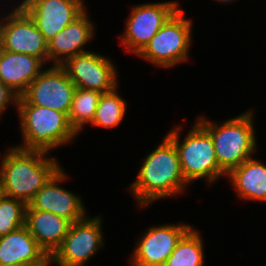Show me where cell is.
Here are the masks:
<instances>
[{
	"label": "cell",
	"mask_w": 266,
	"mask_h": 266,
	"mask_svg": "<svg viewBox=\"0 0 266 266\" xmlns=\"http://www.w3.org/2000/svg\"><path fill=\"white\" fill-rule=\"evenodd\" d=\"M150 151L142 159L137 177L125 188L135 200L134 207L141 210L158 200L188 194L190 189L181 170L178 150L166 134Z\"/></svg>",
	"instance_id": "6da1fadb"
},
{
	"label": "cell",
	"mask_w": 266,
	"mask_h": 266,
	"mask_svg": "<svg viewBox=\"0 0 266 266\" xmlns=\"http://www.w3.org/2000/svg\"><path fill=\"white\" fill-rule=\"evenodd\" d=\"M51 154L43 150L22 149L10 145L5 152L0 153L1 194L28 205L62 167L57 157Z\"/></svg>",
	"instance_id": "7a4b0ae2"
},
{
	"label": "cell",
	"mask_w": 266,
	"mask_h": 266,
	"mask_svg": "<svg viewBox=\"0 0 266 266\" xmlns=\"http://www.w3.org/2000/svg\"><path fill=\"white\" fill-rule=\"evenodd\" d=\"M254 111L250 108L222 122L204 115L195 116V120L211 135L219 167L226 174L259 151Z\"/></svg>",
	"instance_id": "3957f363"
},
{
	"label": "cell",
	"mask_w": 266,
	"mask_h": 266,
	"mask_svg": "<svg viewBox=\"0 0 266 266\" xmlns=\"http://www.w3.org/2000/svg\"><path fill=\"white\" fill-rule=\"evenodd\" d=\"M193 123L185 135L181 134L184 132L182 123L174 124L166 135L178 150L185 181L191 186L203 180L209 188L227 174L219 167L211 135L196 120Z\"/></svg>",
	"instance_id": "277c9868"
},
{
	"label": "cell",
	"mask_w": 266,
	"mask_h": 266,
	"mask_svg": "<svg viewBox=\"0 0 266 266\" xmlns=\"http://www.w3.org/2000/svg\"><path fill=\"white\" fill-rule=\"evenodd\" d=\"M18 130L22 149L43 150L49 153L73 144L78 134L65 113L32 104H17Z\"/></svg>",
	"instance_id": "5b68a950"
},
{
	"label": "cell",
	"mask_w": 266,
	"mask_h": 266,
	"mask_svg": "<svg viewBox=\"0 0 266 266\" xmlns=\"http://www.w3.org/2000/svg\"><path fill=\"white\" fill-rule=\"evenodd\" d=\"M180 7L136 56L152 66L172 69L190 60L193 38V18L186 17Z\"/></svg>",
	"instance_id": "8992f818"
},
{
	"label": "cell",
	"mask_w": 266,
	"mask_h": 266,
	"mask_svg": "<svg viewBox=\"0 0 266 266\" xmlns=\"http://www.w3.org/2000/svg\"><path fill=\"white\" fill-rule=\"evenodd\" d=\"M180 7L178 0L149 1L131 6L124 20L125 29L117 40L120 48L125 54L137 56Z\"/></svg>",
	"instance_id": "52a82bcc"
},
{
	"label": "cell",
	"mask_w": 266,
	"mask_h": 266,
	"mask_svg": "<svg viewBox=\"0 0 266 266\" xmlns=\"http://www.w3.org/2000/svg\"><path fill=\"white\" fill-rule=\"evenodd\" d=\"M103 217L101 214L87 215L82 220L73 222L62 244L50 257V265L87 266L106 245Z\"/></svg>",
	"instance_id": "ba28073f"
},
{
	"label": "cell",
	"mask_w": 266,
	"mask_h": 266,
	"mask_svg": "<svg viewBox=\"0 0 266 266\" xmlns=\"http://www.w3.org/2000/svg\"><path fill=\"white\" fill-rule=\"evenodd\" d=\"M7 9L0 6V49L35 56L47 65L48 44L33 19L21 6Z\"/></svg>",
	"instance_id": "9c48e42d"
},
{
	"label": "cell",
	"mask_w": 266,
	"mask_h": 266,
	"mask_svg": "<svg viewBox=\"0 0 266 266\" xmlns=\"http://www.w3.org/2000/svg\"><path fill=\"white\" fill-rule=\"evenodd\" d=\"M60 66L76 88L106 93L121 85L117 63L96 50L77 54Z\"/></svg>",
	"instance_id": "30bf717a"
},
{
	"label": "cell",
	"mask_w": 266,
	"mask_h": 266,
	"mask_svg": "<svg viewBox=\"0 0 266 266\" xmlns=\"http://www.w3.org/2000/svg\"><path fill=\"white\" fill-rule=\"evenodd\" d=\"M193 226L183 220L148 225L130 253L129 266H164L182 236Z\"/></svg>",
	"instance_id": "8fae6325"
},
{
	"label": "cell",
	"mask_w": 266,
	"mask_h": 266,
	"mask_svg": "<svg viewBox=\"0 0 266 266\" xmlns=\"http://www.w3.org/2000/svg\"><path fill=\"white\" fill-rule=\"evenodd\" d=\"M76 86L59 65L47 66L18 97L17 104H32L68 113Z\"/></svg>",
	"instance_id": "7c38bea8"
},
{
	"label": "cell",
	"mask_w": 266,
	"mask_h": 266,
	"mask_svg": "<svg viewBox=\"0 0 266 266\" xmlns=\"http://www.w3.org/2000/svg\"><path fill=\"white\" fill-rule=\"evenodd\" d=\"M64 169L62 166L36 193L26 210L47 211L64 217L72 223L88 215L82 196L62 185L70 179Z\"/></svg>",
	"instance_id": "4fadbf2b"
},
{
	"label": "cell",
	"mask_w": 266,
	"mask_h": 266,
	"mask_svg": "<svg viewBox=\"0 0 266 266\" xmlns=\"http://www.w3.org/2000/svg\"><path fill=\"white\" fill-rule=\"evenodd\" d=\"M86 0H23L21 7L48 42L88 7Z\"/></svg>",
	"instance_id": "5bb4252c"
},
{
	"label": "cell",
	"mask_w": 266,
	"mask_h": 266,
	"mask_svg": "<svg viewBox=\"0 0 266 266\" xmlns=\"http://www.w3.org/2000/svg\"><path fill=\"white\" fill-rule=\"evenodd\" d=\"M89 14L87 8L78 18L47 42L48 66L51 64L60 66L67 59L90 51L87 45L96 38L97 28Z\"/></svg>",
	"instance_id": "9a60e30c"
},
{
	"label": "cell",
	"mask_w": 266,
	"mask_h": 266,
	"mask_svg": "<svg viewBox=\"0 0 266 266\" xmlns=\"http://www.w3.org/2000/svg\"><path fill=\"white\" fill-rule=\"evenodd\" d=\"M51 266L50 257L24 225L0 237V264Z\"/></svg>",
	"instance_id": "2e32d148"
},
{
	"label": "cell",
	"mask_w": 266,
	"mask_h": 266,
	"mask_svg": "<svg viewBox=\"0 0 266 266\" xmlns=\"http://www.w3.org/2000/svg\"><path fill=\"white\" fill-rule=\"evenodd\" d=\"M46 67L35 56L0 49V81L18 96L27 90Z\"/></svg>",
	"instance_id": "e0dca14e"
},
{
	"label": "cell",
	"mask_w": 266,
	"mask_h": 266,
	"mask_svg": "<svg viewBox=\"0 0 266 266\" xmlns=\"http://www.w3.org/2000/svg\"><path fill=\"white\" fill-rule=\"evenodd\" d=\"M229 185L239 200L266 203V163L252 156L228 174Z\"/></svg>",
	"instance_id": "ac0fdd59"
},
{
	"label": "cell",
	"mask_w": 266,
	"mask_h": 266,
	"mask_svg": "<svg viewBox=\"0 0 266 266\" xmlns=\"http://www.w3.org/2000/svg\"><path fill=\"white\" fill-rule=\"evenodd\" d=\"M72 225L70 220L42 210H26L25 226L39 246L51 257Z\"/></svg>",
	"instance_id": "d6986e66"
},
{
	"label": "cell",
	"mask_w": 266,
	"mask_h": 266,
	"mask_svg": "<svg viewBox=\"0 0 266 266\" xmlns=\"http://www.w3.org/2000/svg\"><path fill=\"white\" fill-rule=\"evenodd\" d=\"M194 226L182 236L164 266H206L204 238Z\"/></svg>",
	"instance_id": "ffe728a7"
},
{
	"label": "cell",
	"mask_w": 266,
	"mask_h": 266,
	"mask_svg": "<svg viewBox=\"0 0 266 266\" xmlns=\"http://www.w3.org/2000/svg\"><path fill=\"white\" fill-rule=\"evenodd\" d=\"M119 90H121L120 85L110 92L101 94L90 127L113 129L122 124L128 111V103Z\"/></svg>",
	"instance_id": "44dd1931"
},
{
	"label": "cell",
	"mask_w": 266,
	"mask_h": 266,
	"mask_svg": "<svg viewBox=\"0 0 266 266\" xmlns=\"http://www.w3.org/2000/svg\"><path fill=\"white\" fill-rule=\"evenodd\" d=\"M101 94L95 90L75 89L68 120L79 136L84 132L85 126L92 123Z\"/></svg>",
	"instance_id": "7402d4cb"
},
{
	"label": "cell",
	"mask_w": 266,
	"mask_h": 266,
	"mask_svg": "<svg viewBox=\"0 0 266 266\" xmlns=\"http://www.w3.org/2000/svg\"><path fill=\"white\" fill-rule=\"evenodd\" d=\"M26 208L21 200L0 196V237L25 225Z\"/></svg>",
	"instance_id": "603a6c76"
},
{
	"label": "cell",
	"mask_w": 266,
	"mask_h": 266,
	"mask_svg": "<svg viewBox=\"0 0 266 266\" xmlns=\"http://www.w3.org/2000/svg\"><path fill=\"white\" fill-rule=\"evenodd\" d=\"M18 97L16 93L0 81V120L10 106L17 109Z\"/></svg>",
	"instance_id": "cb8c5ba5"
},
{
	"label": "cell",
	"mask_w": 266,
	"mask_h": 266,
	"mask_svg": "<svg viewBox=\"0 0 266 266\" xmlns=\"http://www.w3.org/2000/svg\"><path fill=\"white\" fill-rule=\"evenodd\" d=\"M0 1L2 2V0H0ZM6 1H7V0H3V3L5 2V3H4L5 5L2 4V3L0 2V6H2V5H3V6H7V5H6ZM11 1H12V2L15 1V3L13 4ZM11 1L8 0L7 3L9 4V2H10L9 5L12 7V6H20L23 0H20V1H19V0H17V1H16V0H11ZM18 1H19V2H18ZM11 3H12V4H11Z\"/></svg>",
	"instance_id": "d4e9b609"
},
{
	"label": "cell",
	"mask_w": 266,
	"mask_h": 266,
	"mask_svg": "<svg viewBox=\"0 0 266 266\" xmlns=\"http://www.w3.org/2000/svg\"><path fill=\"white\" fill-rule=\"evenodd\" d=\"M214 2L216 1L217 3H222V4H228V6L232 3H237L236 1H239V0H213Z\"/></svg>",
	"instance_id": "484cf974"
},
{
	"label": "cell",
	"mask_w": 266,
	"mask_h": 266,
	"mask_svg": "<svg viewBox=\"0 0 266 266\" xmlns=\"http://www.w3.org/2000/svg\"><path fill=\"white\" fill-rule=\"evenodd\" d=\"M0 266H29V265H21V264H0Z\"/></svg>",
	"instance_id": "4316f807"
}]
</instances>
